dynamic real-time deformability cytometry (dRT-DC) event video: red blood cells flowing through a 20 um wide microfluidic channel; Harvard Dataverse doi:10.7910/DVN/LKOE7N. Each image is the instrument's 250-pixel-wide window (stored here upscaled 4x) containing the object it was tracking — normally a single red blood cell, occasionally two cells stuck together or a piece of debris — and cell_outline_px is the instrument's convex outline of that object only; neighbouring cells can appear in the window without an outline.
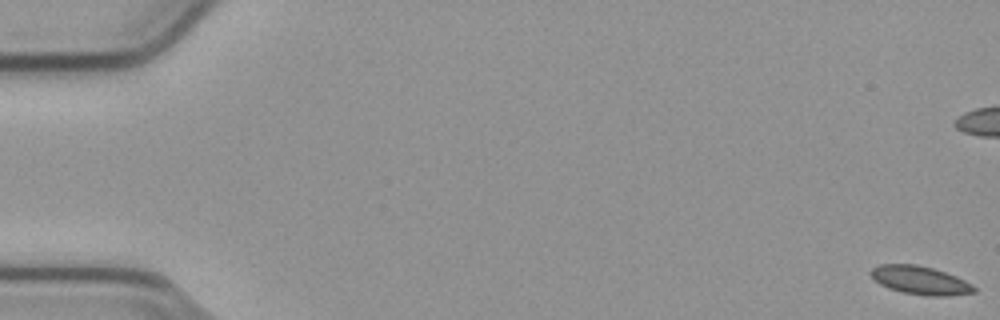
{"species": "common noctule bat (a hibernating species)", "species_latin": "Nyctalus noctula", "temperature_condition": "cold", "stored_images_in_passage": 56, "camera_frame_rate_fps": 3000, "um_per_image_px": 0.085, "animal": {"sex": "male", "body_mass_g": 23.1, "forearm_length_mm": 52.7}, "frame": {"image": 1, "passage_image": 1, "time_ms": 0.0, "image_size_px": [1000, 320], "cell_outline_px": [[976, 292], [948, 296], [924, 296], [904, 292], [888, 288], [880, 284], [868, 272], [872, 268], [880, 264], [916, 264], [932, 268], [956, 276], [972, 284], [976, 288]], "centroid_in_image_um": [78.22, 23.83], "position_along_channel_um": 6.8, "area_um2": 17.05}}
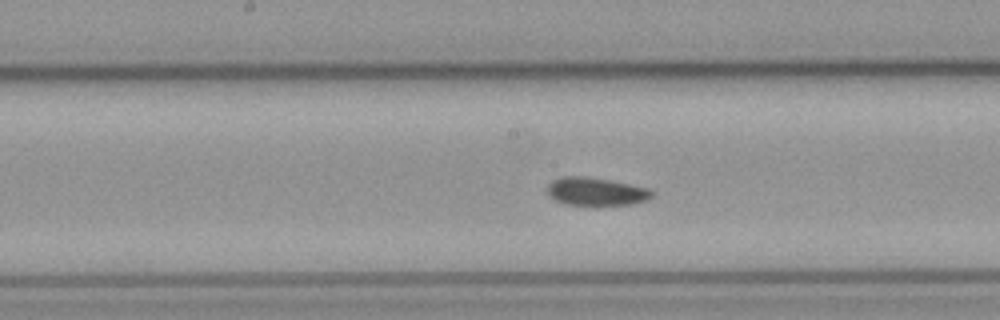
{"frame": {"image": 2, "passage_image": 29, "time_ms": 9.333, "image_size_px": [1000, 320], "cell_outline_px": [[652, 196], [648, 200], [632, 204], [564, 204], [548, 196], [548, 184], [552, 180], [564, 176], [584, 176], [608, 180], [648, 188], [652, 192]], "centroid_in_image_um": [50.63, 16.27], "position_along_channel_um": 197.6, "area_um2": 16.76}}
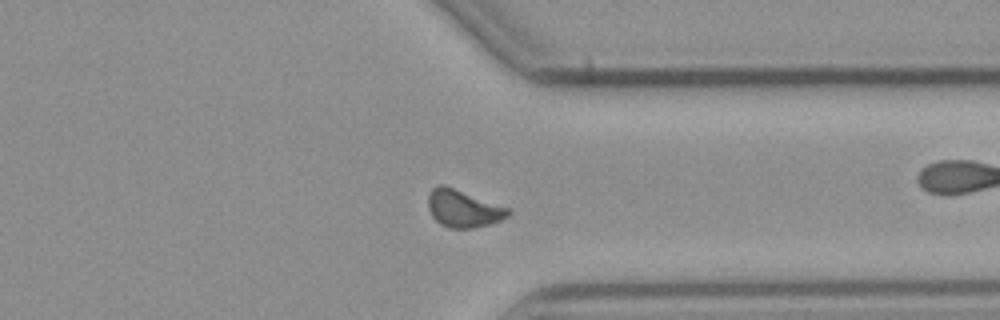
{"frame": {"image": 3, "passage_image": 43, "time_ms": 14.0, "image_size_px": [1000, 320], "cell_outline_px": [[512, 212], [508, 216], [500, 220], [488, 224], [472, 228], [448, 228], [440, 224], [432, 216], [428, 208], [428, 196], [432, 188], [436, 184], [444, 184], [512, 208]], "centroid_in_image_um": [39.39, 17.7], "position_along_channel_um": 372.0, "area_um2": 17.74}, "authors_computed_cell_mechanics": {"area_um2": 17.0221, "velocity_mm_per_s": 3.7726, "shape_relaxation_time_tau1_ms": null, "shape_relaxation_time_tau2_ms": 7.0288, "deformation_change_tau1": null, "deformation_change_tau2": 0.1028}}